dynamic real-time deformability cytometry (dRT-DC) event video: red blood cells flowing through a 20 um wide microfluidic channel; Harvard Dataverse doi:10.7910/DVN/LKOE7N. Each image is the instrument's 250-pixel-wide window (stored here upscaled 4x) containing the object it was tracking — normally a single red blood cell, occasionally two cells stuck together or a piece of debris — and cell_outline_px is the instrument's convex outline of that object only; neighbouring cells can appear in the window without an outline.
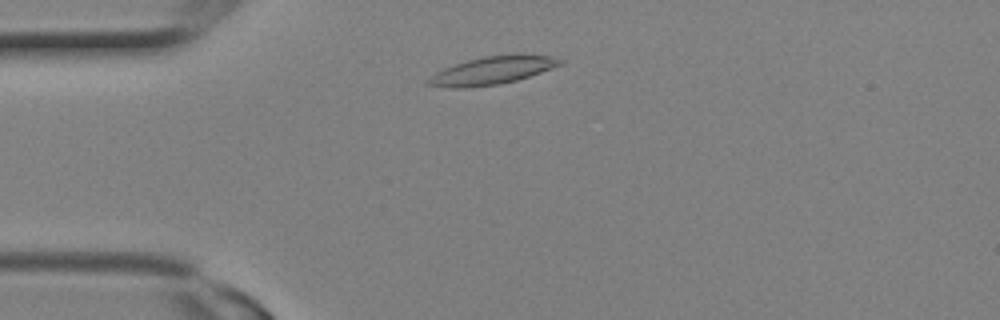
{"species": "Egyptian fruit bat (a non-hibernating species)", "species_latin": "Rousettus aegyptiacus", "temperature_condition": "room temperature", "stored_images_in_passage": 4, "camera_frame_rate_fps": 3000, "um_per_image_px": 0.085, "animal": {"sex": "female"}, "frame": {"image": 1, "passage_image": 1, "time_ms": 0.0, "image_size_px": [1000, 320], "cell_outline_px": [[564, 64], [516, 80], [500, 84], [468, 88], [448, 88], [424, 84], [424, 80], [436, 72], [444, 68], [468, 60], [484, 56], [512, 52], [524, 52], [552, 56], [564, 60]], "centroid_in_image_um": [41.87, 5.96], "position_along_channel_um": 43.1, "area_um2": 22.14}}
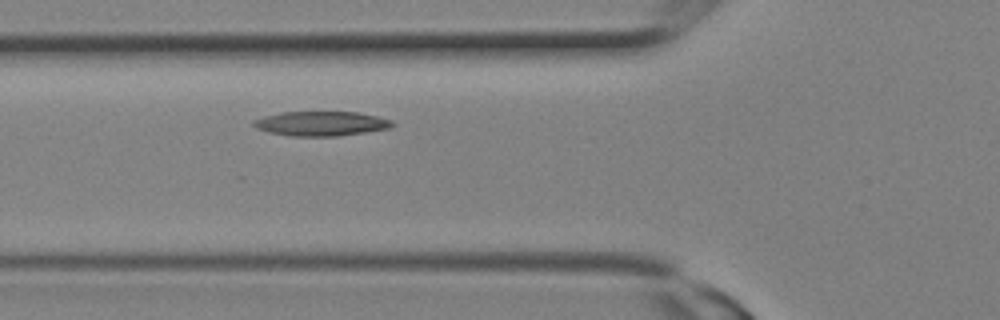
{"frame": {"image": 2, "passage_image": 4, "time_ms": 1.0, "image_size_px": [1000, 320], "cell_outline_px": [[396, 124], [392, 128], [340, 136], [288, 136], [268, 132], [256, 128], [252, 124], [252, 120], [264, 116], [284, 112], [360, 112], [392, 120]], "centroid_in_image_um": [27.32, 10.51], "position_along_channel_um": 98.5, "area_um2": 20.06}}